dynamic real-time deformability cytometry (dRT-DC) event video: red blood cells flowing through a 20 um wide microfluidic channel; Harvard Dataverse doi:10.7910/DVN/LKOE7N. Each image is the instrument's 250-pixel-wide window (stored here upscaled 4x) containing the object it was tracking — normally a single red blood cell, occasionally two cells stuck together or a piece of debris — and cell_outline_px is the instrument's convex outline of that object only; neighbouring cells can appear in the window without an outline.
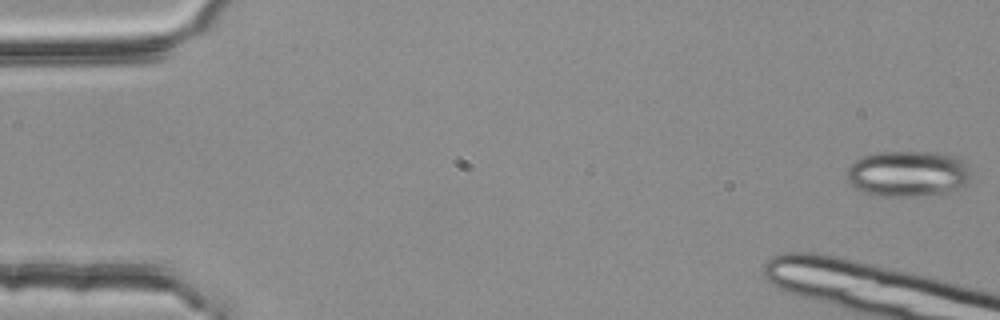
{"species": "common noctule bat (a hibernating species)", "species_latin": "Nyctalus noctula", "temperature_condition": "room temperature", "stored_images_in_passage": 50, "segment_of_instrument_passage": [1, 2], "camera_frame_rate_fps": 3000, "um_per_image_px": 0.085, "animal": {"sex": "female", "body_mass_g": 25.1}, "frame": {"image": 1, "passage_image": 1, "time_ms": 0.0, "image_size_px": [1000, 320], "cell_outline_px": [[972, 172], [968, 180], [964, 184], [948, 192], [916, 196], [876, 196], [856, 188], [848, 180], [844, 172], [856, 160], [864, 156], [876, 152], [936, 152], [952, 156], [964, 160], [968, 164]], "centroid_in_image_um": [77.17, 14.75], "position_along_channel_um": 7.8, "area_um2": 33.23}}